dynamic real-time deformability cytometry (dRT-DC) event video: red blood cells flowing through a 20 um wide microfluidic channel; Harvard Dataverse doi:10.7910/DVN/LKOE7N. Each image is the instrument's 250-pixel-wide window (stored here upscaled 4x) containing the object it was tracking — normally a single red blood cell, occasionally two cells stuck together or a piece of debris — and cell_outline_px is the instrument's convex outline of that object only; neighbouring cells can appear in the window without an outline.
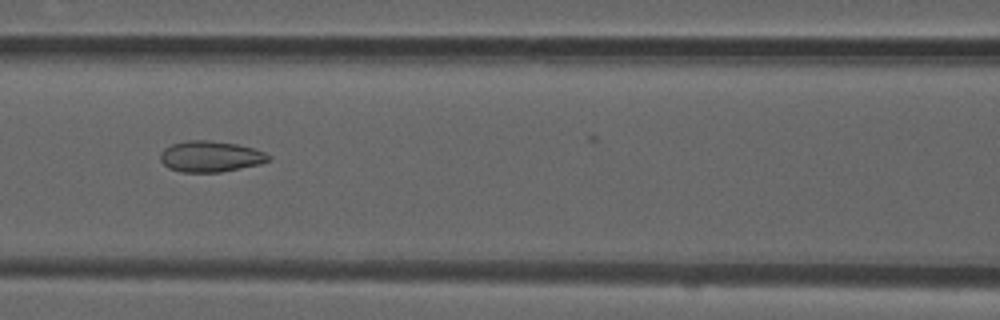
{"species": "common noctule bat (a hibernating species)", "species_latin": "Nyctalus noctula", "temperature_condition": "room temperature", "stored_images_in_passage": 32, "camera_frame_rate_fps": 3000, "um_per_image_px": 0.085, "animal": {"sex": "male", "forearm_length_mm": 52.5}, "frame": {"image": 1, "passage_image": 9, "time_ms": 2.667, "image_size_px": [1000, 320], "cell_outline_px": [[272, 160], [260, 164], [220, 172], [180, 172], [168, 168], [160, 160], [160, 152], [164, 148], [172, 144], [188, 140], [208, 140], [236, 144], [252, 148], [264, 152], [272, 156]], "centroid_in_image_um": [17.89, 13.3], "position_along_channel_um": 148.7, "area_um2": 19.59}}
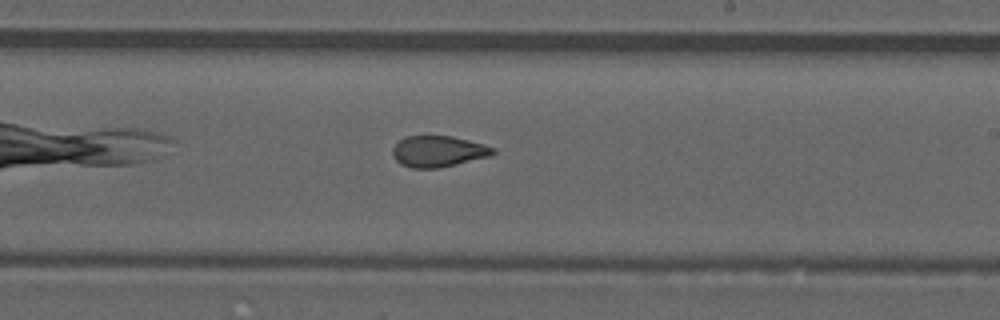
{"frame": {"image": 2, "passage_image": 17, "time_ms": 5.333, "image_size_px": [1000, 320], "cell_outline_px": [[496, 152], [492, 156], [440, 168], [412, 168], [400, 164], [392, 156], [392, 148], [400, 140], [408, 136], [452, 136], [484, 144], [496, 148]], "centroid_in_image_um": [37.28, 12.88], "position_along_channel_um": 251.7, "area_um2": 18.38}}
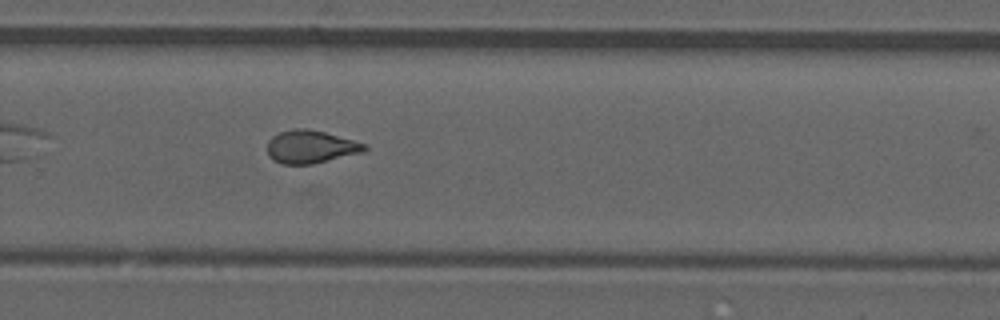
{"frame": {"image": 3, "passage_image": 21, "time_ms": 6.667, "image_size_px": [1000, 320], "cell_outline_px": [[368, 148], [364, 152], [312, 164], [280, 164], [272, 160], [268, 156], [268, 140], [272, 136], [280, 132], [296, 128], [308, 128], [324, 132], [368, 144]], "centroid_in_image_um": [26.41, 12.48], "position_along_channel_um": 303.4, "area_um2": 18.79}, "authors_computed_cell_mechanics": {"area_um2": 18.7272, "velocity_mm_per_s": 3.8803, "shape_relaxation_time_tau1_ms": null, "shape_relaxation_time_tau2_ms": 1.9115, "deformation_change_tau1": null, "deformation_change_tau2": 0.0867}}